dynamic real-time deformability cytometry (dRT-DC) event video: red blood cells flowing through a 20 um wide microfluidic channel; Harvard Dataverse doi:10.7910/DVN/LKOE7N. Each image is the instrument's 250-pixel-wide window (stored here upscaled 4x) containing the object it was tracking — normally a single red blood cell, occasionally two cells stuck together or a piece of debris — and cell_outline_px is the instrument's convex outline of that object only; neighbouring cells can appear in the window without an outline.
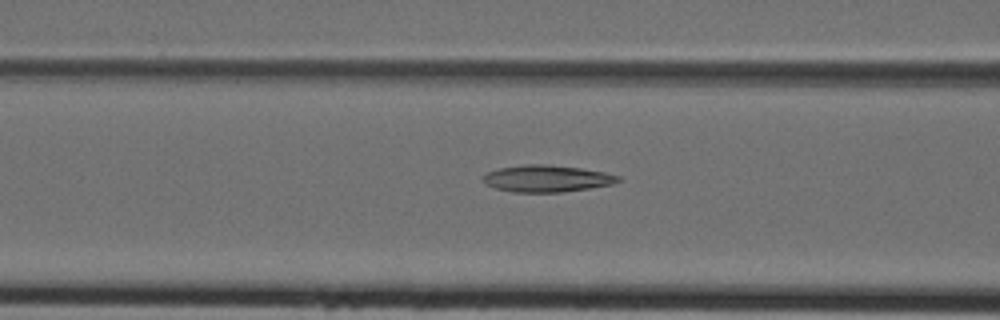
{"species": "Egyptian fruit bat (a non-hibernating species)", "species_latin": "Rousettus aegyptiacus", "temperature_condition": "cold", "stored_images_in_passage": 21, "camera_frame_rate_fps": 3000, "um_per_image_px": 0.085, "animal": {"sex": "female"}, "frame": {"image": 1, "passage_image": 17, "time_ms": 5.333, "image_size_px": [1000, 320], "cell_outline_px": [[624, 180], [612, 184], [588, 188], [560, 192], [512, 192], [496, 188], [484, 184], [480, 180], [488, 172], [500, 168], [524, 164], [544, 164], [580, 168], [604, 172], [620, 176]], "centroid_in_image_um": [46.47, 15.17], "position_along_channel_um": 120.1, "area_um2": 21.1}}
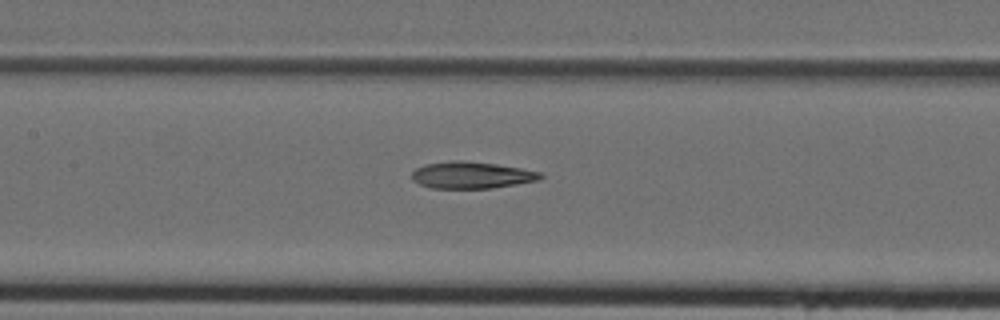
{"frame": {"image": 2, "passage_image": 20, "time_ms": 6.333, "image_size_px": [1000, 320], "cell_outline_px": [[544, 176], [540, 180], [492, 188], [432, 188], [420, 184], [412, 180], [412, 172], [416, 168], [424, 164], [452, 160], [460, 160], [496, 164], [520, 168], [540, 172]], "centroid_in_image_um": [40.07, 14.88], "position_along_channel_um": 167.3, "area_um2": 20.06}}